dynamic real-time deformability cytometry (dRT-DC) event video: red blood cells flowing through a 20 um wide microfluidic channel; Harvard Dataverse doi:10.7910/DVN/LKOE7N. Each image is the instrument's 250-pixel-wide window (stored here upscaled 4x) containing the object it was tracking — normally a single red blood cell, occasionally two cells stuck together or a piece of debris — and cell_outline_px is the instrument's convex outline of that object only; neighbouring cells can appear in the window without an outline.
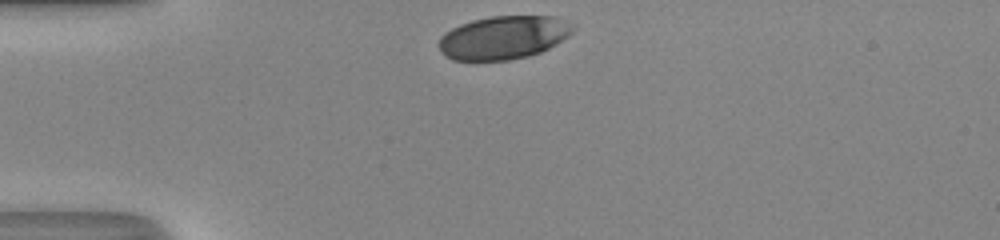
{"species": "human", "species_latin": "Homo sapiens", "temperature_condition": "room temperature", "stored_images_in_passage": 28, "camera_frame_rate_fps": 3000, "um_per_image_px": 0.085, "donor": {"sex": "male"}, "frame": {"image": 1, "passage_image": 1, "time_ms": 0.0, "image_size_px": [1000, 240], "cell_outline_px": [[572, 32], [568, 36], [556, 44], [540, 52], [528, 56], [508, 60], [452, 60], [436, 44], [440, 36], [444, 32], [460, 24], [472, 20], [492, 16], [556, 16], [572, 28]], "centroid_in_image_um": [42.74, 3.19], "position_along_channel_um": 42.3, "area_um2": 33.52}}
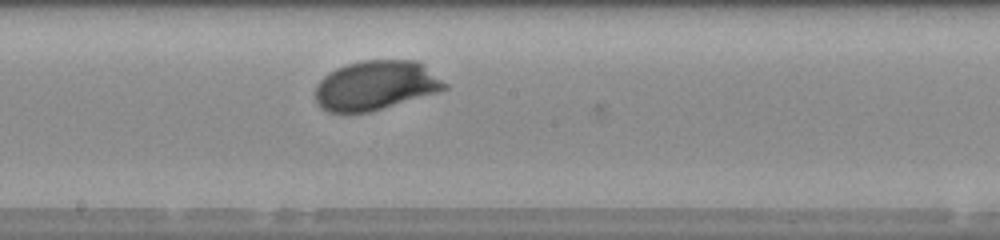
{"frame": {"image": 2, "passage_image": 16, "time_ms": 5.0, "image_size_px": [1000, 240], "cell_outline_px": [[448, 88], [436, 92], [372, 112], [340, 116], [328, 112], [320, 108], [316, 104], [316, 84], [328, 72], [336, 68], [360, 60], [420, 60], [448, 84]], "centroid_in_image_um": [31.9, 7.29], "position_along_channel_um": 216.3, "area_um2": 38.15}}
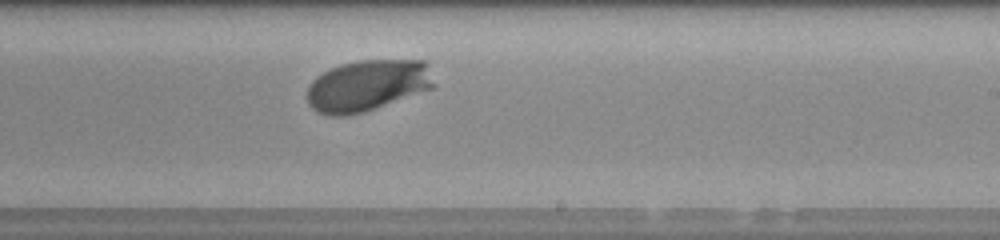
{"frame": {"image": 3, "passage_image": 19, "time_ms": 6.0, "image_size_px": [1000, 240], "cell_outline_px": [[436, 88], [364, 112], [344, 116], [328, 116], [316, 112], [308, 104], [308, 88], [312, 80], [316, 76], [340, 64], [360, 60], [424, 60], [428, 64], [436, 84]], "centroid_in_image_um": [31.27, 7.28], "position_along_channel_um": 257.7, "area_um2": 38.44}, "authors_computed_cell_mechanics": {"area_um2": 36.9342, "velocity_mm_per_s": 4.1744, "shape_relaxation_time_tau1_ms": 1.424, "shape_relaxation_time_tau2_ms": null, "deformation_change_tau1": 0.1407, "deformation_change_tau2": null}}